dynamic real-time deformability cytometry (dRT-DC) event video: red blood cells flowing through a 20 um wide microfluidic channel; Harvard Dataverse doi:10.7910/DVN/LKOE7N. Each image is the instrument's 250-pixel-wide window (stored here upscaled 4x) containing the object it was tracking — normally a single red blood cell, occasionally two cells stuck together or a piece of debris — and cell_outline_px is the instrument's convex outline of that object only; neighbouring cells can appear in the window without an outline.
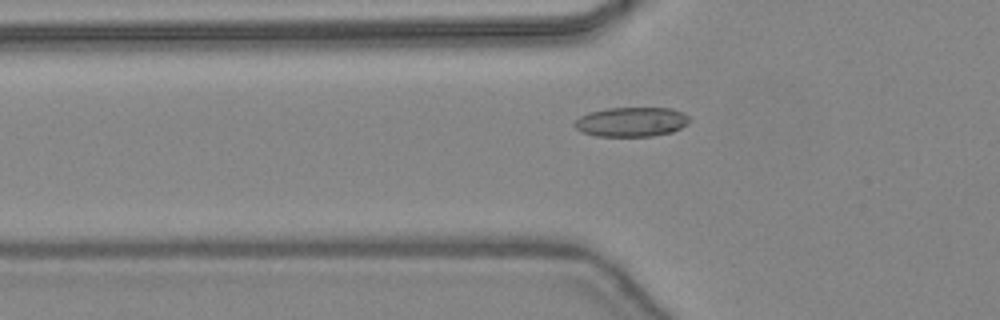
{"species": "common noctule bat (a hibernating species)", "species_latin": "Nyctalus noctula", "temperature_condition": "warm", "stored_images_in_passage": 38, "camera_frame_rate_fps": 3000, "um_per_image_px": 0.085, "animal": {"sex": "female", "body_mass_g": 24.6, "forearm_length_mm": 56.2}, "frame": {"image": 1, "passage_image": 9, "time_ms": 2.667, "image_size_px": [1000, 320], "cell_outline_px": [[692, 120], [688, 124], [672, 132], [652, 136], [596, 136], [580, 132], [572, 124], [580, 116], [588, 112], [608, 108], [672, 108], [684, 112]], "centroid_in_image_um": [53.68, 10.36], "position_along_channel_um": 72.1, "area_um2": 20.0}}
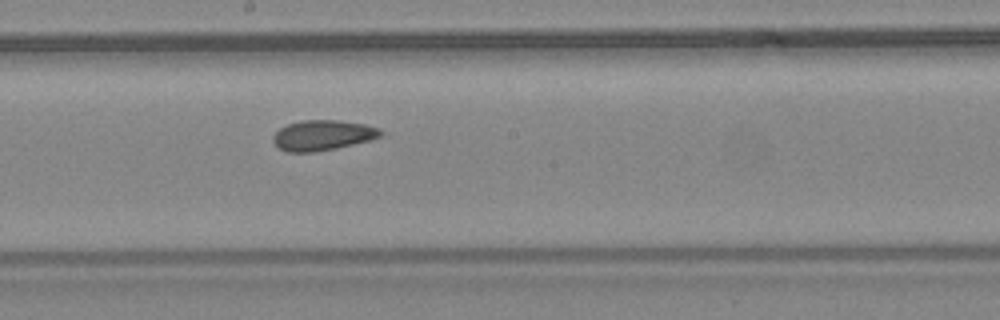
{"frame": {"image": 2, "passage_image": 19, "time_ms": 6.0, "image_size_px": [1000, 320], "cell_outline_px": [[384, 136], [372, 140], [336, 148], [316, 152], [288, 152], [280, 148], [272, 140], [272, 136], [280, 128], [288, 124], [300, 120], [336, 120], [364, 124], [380, 128], [384, 132]], "centroid_in_image_um": [27.47, 11.49], "position_along_channel_um": 220.7, "area_um2": 19.13}}
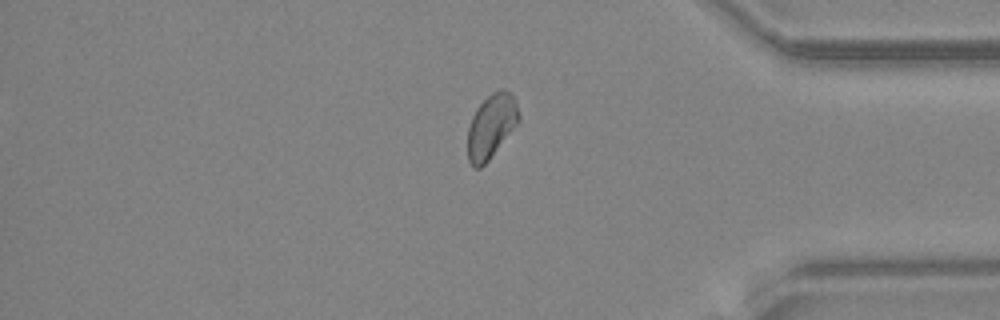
{"frame": {"image": 3, "passage_image": 32, "time_ms": 10.333, "image_size_px": [1000, 320], "cell_outline_px": [[520, 120], [488, 160], [480, 168], [472, 168], [468, 160], [468, 128], [472, 116], [476, 108], [492, 92], [500, 88], [504, 88], [512, 92], [520, 116]], "centroid_in_image_um": [41.75, 10.7], "position_along_channel_um": 393.4, "area_um2": 19.02}}